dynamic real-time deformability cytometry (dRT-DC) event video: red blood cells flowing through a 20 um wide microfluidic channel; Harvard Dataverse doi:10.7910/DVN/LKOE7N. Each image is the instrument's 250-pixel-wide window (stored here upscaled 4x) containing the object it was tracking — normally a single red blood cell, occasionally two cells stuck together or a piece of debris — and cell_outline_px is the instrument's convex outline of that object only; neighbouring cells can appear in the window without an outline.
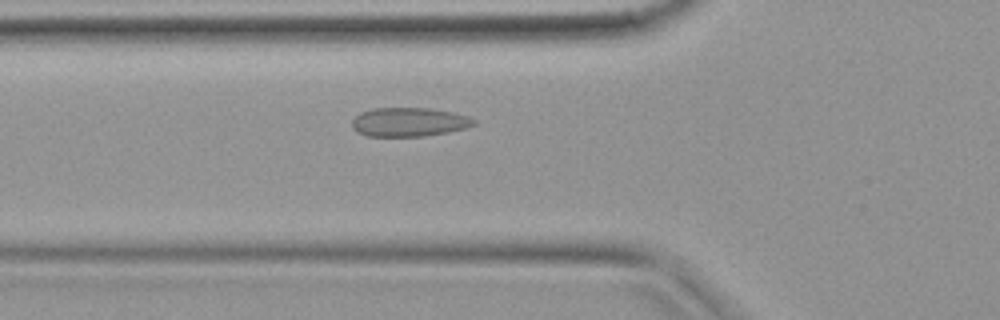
{"species": "common noctule bat (a hibernating species)", "species_latin": "Nyctalus noctula", "temperature_condition": "warm", "stored_images_in_passage": 23, "camera_frame_rate_fps": 3000, "um_per_image_px": 0.085, "animal": {"sex": "female", "body_mass_g": 19.9}, "frame": {"image": 1, "passage_image": 7, "time_ms": 2.0, "image_size_px": [1000, 320], "cell_outline_px": [[476, 124], [468, 128], [448, 132], [424, 136], [368, 136], [356, 132], [352, 128], [352, 120], [360, 112], [372, 108], [428, 108], [452, 112], [468, 116], [476, 120]], "centroid_in_image_um": [34.77, 10.37], "position_along_channel_um": 91.0, "area_um2": 20.69}}
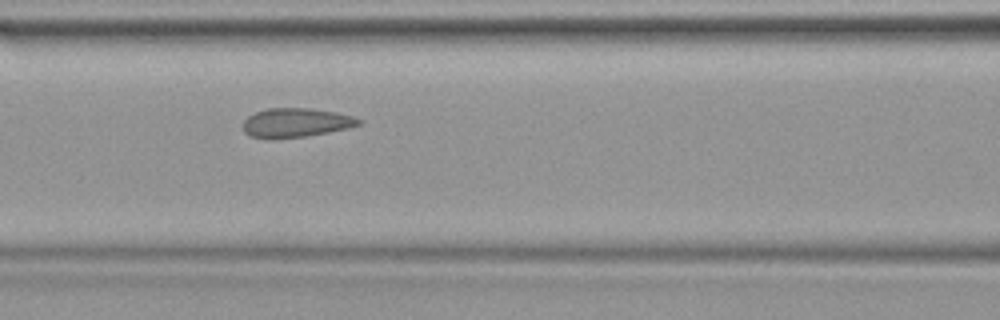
{"frame": {"image": 2, "passage_image": 10, "time_ms": 3.0, "image_size_px": [1000, 320], "cell_outline_px": [[364, 124], [348, 128], [328, 132], [304, 136], [268, 140], [264, 140], [248, 136], [244, 132], [244, 120], [248, 116], [256, 112], [268, 108], [308, 108], [336, 112], [352, 116], [364, 120]], "centroid_in_image_um": [25.15, 10.44], "position_along_channel_um": 141.5, "area_um2": 19.94}}
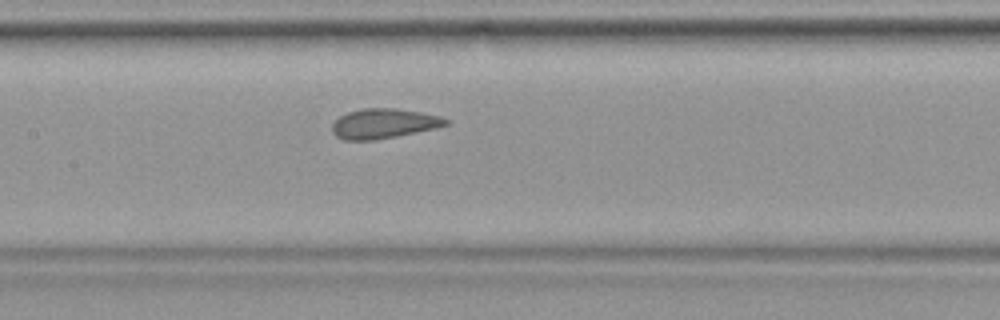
{"frame": {"image": 3, "passage_image": 12, "time_ms": 3.667, "image_size_px": [1000, 320], "cell_outline_px": [[448, 124], [436, 128], [376, 140], [344, 140], [336, 136], [332, 132], [332, 124], [340, 116], [348, 112], [360, 108], [396, 108], [420, 112], [440, 116], [448, 120]], "centroid_in_image_um": [32.59, 10.5], "position_along_channel_um": 174.8, "area_um2": 19.71}}